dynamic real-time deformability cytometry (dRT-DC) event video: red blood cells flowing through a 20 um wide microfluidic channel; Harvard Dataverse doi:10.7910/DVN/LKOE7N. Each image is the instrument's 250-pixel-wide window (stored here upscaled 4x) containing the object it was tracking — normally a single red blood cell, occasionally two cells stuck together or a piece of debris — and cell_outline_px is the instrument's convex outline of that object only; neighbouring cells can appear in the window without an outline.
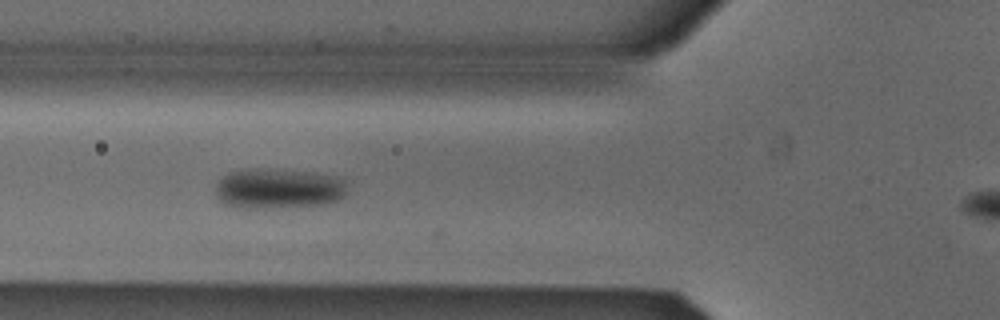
{"species": "Egyptian fruit bat (a non-hibernating species)", "species_latin": "Rousettus aegyptiacus", "temperature_condition": "cold", "stored_images_in_passage": 14, "camera_frame_rate_fps": 3000, "um_per_image_px": 0.085, "animal": {"sex": "male"}, "frame": {"image": 1, "passage_image": 12, "time_ms": 3.667, "image_size_px": [1000, 320], "cell_outline_px": [[348, 188], [344, 196], [336, 200], [320, 204], [252, 208], [240, 208], [224, 204], [216, 196], [216, 184], [228, 172], [244, 168], [256, 168], [312, 172], [336, 176], [348, 180]], "centroid_in_image_um": [23.66, 16.0], "position_along_channel_um": 102.1, "area_um2": 30.92}}